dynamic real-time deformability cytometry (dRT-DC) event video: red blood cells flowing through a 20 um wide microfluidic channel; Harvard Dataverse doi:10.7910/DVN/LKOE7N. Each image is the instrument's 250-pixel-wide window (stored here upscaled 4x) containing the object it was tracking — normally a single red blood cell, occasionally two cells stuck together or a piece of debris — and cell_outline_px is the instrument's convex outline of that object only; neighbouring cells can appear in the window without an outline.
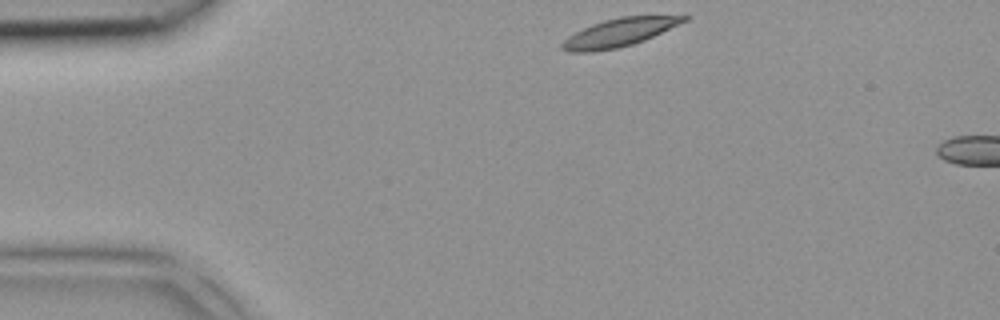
{"species": "common noctule bat (a hibernating species)", "species_latin": "Nyctalus noctula", "temperature_condition": "room temperature", "stored_images_in_passage": 2, "segment_of_instrument_passage": [1, 2], "camera_frame_rate_fps": 3000, "um_per_image_px": 0.085, "animal": {"sex": "female", "body_mass_g": 18.4}, "frame": {"image": 1, "passage_image": 1, "time_ms": 0.0, "image_size_px": [1000, 320], "cell_outline_px": [[692, 16], [688, 20], [644, 40], [632, 44], [616, 48], [592, 52], [572, 52], [560, 48], [560, 44], [568, 36], [592, 24], [604, 20], [620, 16]], "centroid_in_image_um": [52.61, 2.76], "position_along_channel_um": 32.4, "area_um2": 19.71}}